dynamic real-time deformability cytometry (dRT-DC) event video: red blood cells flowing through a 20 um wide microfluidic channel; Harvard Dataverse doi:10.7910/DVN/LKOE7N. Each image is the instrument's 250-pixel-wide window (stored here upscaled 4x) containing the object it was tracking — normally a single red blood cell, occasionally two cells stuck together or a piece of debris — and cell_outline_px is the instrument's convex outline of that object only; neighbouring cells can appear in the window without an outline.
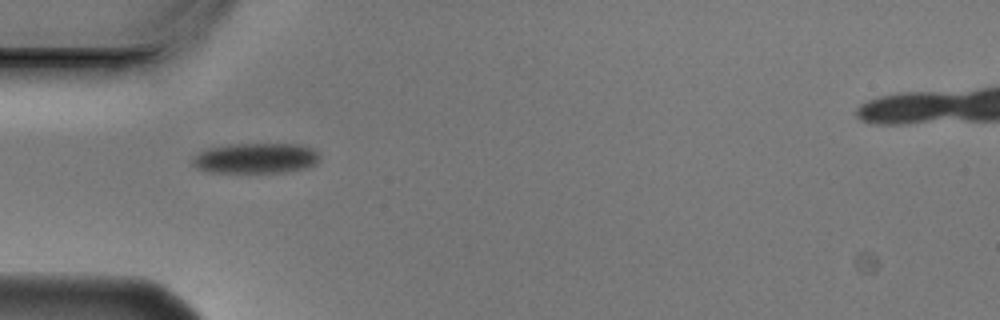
{"species": "Egyptian fruit bat (a non-hibernating species)", "species_latin": "Rousettus aegyptiacus", "temperature_condition": "cold", "stored_images_in_passage": 5, "camera_frame_rate_fps": 3000, "um_per_image_px": 0.085, "animal": {"sex": "male"}, "frame": {"image": 1, "passage_image": 2, "time_ms": 0.333, "image_size_px": [1000, 320], "cell_outline_px": [[320, 160], [316, 164], [308, 168], [284, 172], [208, 172], [196, 168], [192, 164], [192, 160], [200, 152], [208, 148], [228, 144], [300, 144], [312, 148], [320, 156]], "centroid_in_image_um": [21.77, 13.45], "position_along_channel_um": 63.2, "area_um2": 22.6}}
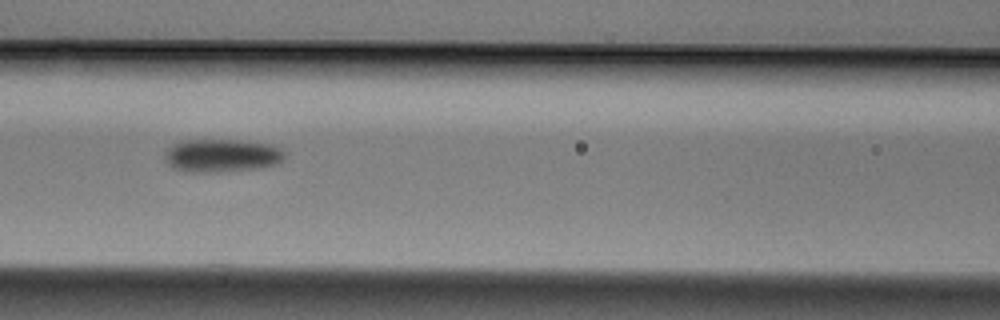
{"frame": {"image": 2, "passage_image": 4, "time_ms": 1.0, "image_size_px": [1000, 320], "cell_outline_px": [[288, 152], [276, 164], [260, 168], [216, 172], [192, 172], [176, 168], [168, 164], [164, 160], [164, 152], [172, 144], [180, 140], [240, 140], [272, 144]], "centroid_in_image_um": [18.85, 13.21], "position_along_channel_um": 147.8, "area_um2": 23.29}}
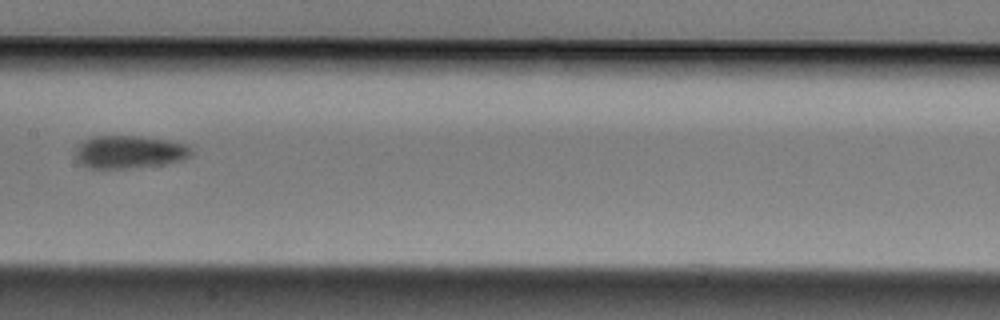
{"frame": {"image": 3, "passage_image": 5, "time_ms": 1.333, "image_size_px": [1000, 320], "cell_outline_px": [[192, 152], [184, 160], [164, 164], [128, 168], [88, 168], [80, 164], [76, 160], [76, 148], [84, 140], [96, 136], [140, 136], [168, 140], [188, 144], [192, 148]], "centroid_in_image_um": [11.01, 12.91], "position_along_channel_um": 196.4, "area_um2": 22.25}}